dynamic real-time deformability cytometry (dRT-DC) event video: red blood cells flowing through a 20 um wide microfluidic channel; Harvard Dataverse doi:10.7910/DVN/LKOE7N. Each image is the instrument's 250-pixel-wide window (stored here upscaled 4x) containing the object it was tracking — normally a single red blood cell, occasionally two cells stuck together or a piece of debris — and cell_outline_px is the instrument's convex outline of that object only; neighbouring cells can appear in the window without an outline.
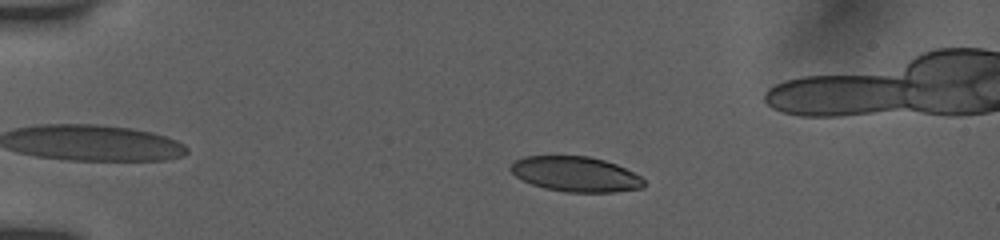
{"species": "human", "species_latin": "Homo sapiens", "temperature_condition": "room temperature", "stored_images_in_passage": 47, "camera_frame_rate_fps": 3000, "um_per_image_px": 0.085, "donor": {"sex": "female"}, "frame": {"image": 1, "passage_image": 8, "time_ms": 2.333, "image_size_px": [1000, 240], "cell_outline_px": [[644, 188], [612, 192], [564, 192], [544, 188], [532, 184], [516, 176], [508, 168], [516, 160], [524, 156], [588, 156], [604, 160], [616, 164], [640, 176], [644, 180]], "centroid_in_image_um": [48.93, 14.8], "position_along_channel_um": 36.1, "area_um2": 27.17}}
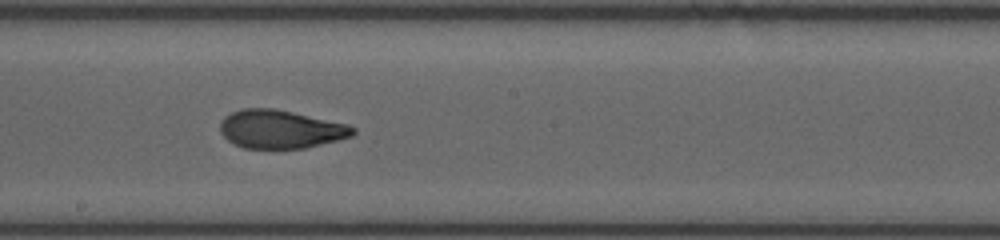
{"frame": {"image": 2, "passage_image": 27, "time_ms": 8.667, "image_size_px": [1000, 240], "cell_outline_px": [[356, 132], [352, 136], [304, 148], [244, 148], [228, 140], [220, 132], [220, 124], [224, 116], [232, 112], [244, 108], [276, 108], [348, 124], [356, 128]], "centroid_in_image_um": [23.85, 10.97], "position_along_channel_um": 224.4, "area_um2": 29.59}}
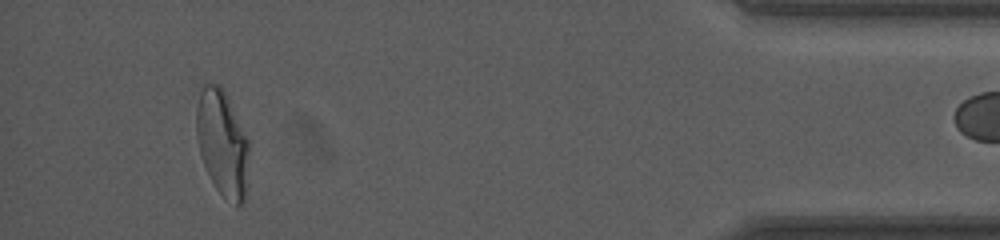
{"frame": {"image": 3, "passage_image": 46, "time_ms": 15.0, "image_size_px": [1000, 240], "cell_outline_px": [[248, 152], [244, 200], [236, 208], [216, 188], [204, 164], [200, 152], [196, 136], [196, 108], [200, 84], [220, 84], [224, 88], [248, 140]], "centroid_in_image_um": [18.87, 12.09], "position_along_channel_um": 416.3, "area_um2": 32.31}}